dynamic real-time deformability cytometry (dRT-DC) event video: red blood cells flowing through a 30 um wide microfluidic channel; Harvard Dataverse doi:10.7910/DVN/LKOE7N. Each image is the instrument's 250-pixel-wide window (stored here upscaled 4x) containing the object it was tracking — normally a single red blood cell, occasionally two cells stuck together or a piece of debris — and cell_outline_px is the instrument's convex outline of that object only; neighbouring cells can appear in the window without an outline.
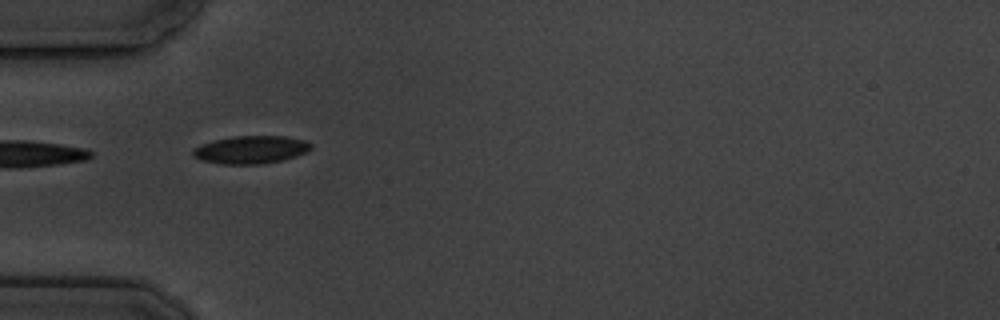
{"species": "common noctule bat (a hibernating species)", "species_latin": "Nyctalus noctula", "temperature_condition": "cold", "stored_images_in_passage": 6, "camera_frame_rate_fps": 3000, "um_per_image_px": 0.085, "animal": {"sex": "male", "body_mass_g": 19.5, "forearm_length_mm": 54.6}, "frame": {"image": 1, "passage_image": 6, "time_ms": 5.667, "image_size_px": [1000, 320], "cell_outline_px": [[312, 148], [308, 152], [284, 160], [260, 164], [220, 164], [200, 160], [192, 156], [192, 148], [200, 144], [232, 136], [288, 136], [304, 140], [312, 144]], "centroid_in_image_um": [21.32, 12.73], "position_along_channel_um": 63.7, "area_um2": 19.42}}